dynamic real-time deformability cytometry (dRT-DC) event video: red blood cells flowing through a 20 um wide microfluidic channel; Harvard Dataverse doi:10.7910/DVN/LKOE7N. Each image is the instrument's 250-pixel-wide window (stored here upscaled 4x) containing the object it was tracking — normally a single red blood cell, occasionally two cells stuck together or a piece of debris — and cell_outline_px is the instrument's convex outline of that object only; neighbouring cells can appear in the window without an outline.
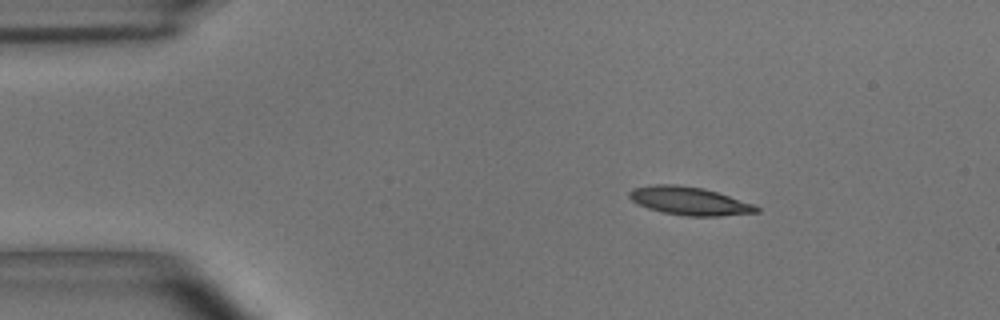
{"species": "common noctule bat (a hibernating species)", "species_latin": "Nyctalus noctula", "temperature_condition": "room temperature", "stored_images_in_passage": 4, "camera_frame_rate_fps": 3000, "um_per_image_px": 0.085, "animal": {"sex": "male", "body_mass_g": 15.6}, "frame": {"image": 1, "passage_image": 2, "time_ms": 0.333, "image_size_px": [1000, 320], "cell_outline_px": [[760, 212], [720, 216], [688, 216], [660, 212], [636, 204], [628, 196], [628, 192], [632, 188], [656, 184], [676, 184], [704, 188], [756, 204], [760, 208]], "centroid_in_image_um": [58.61, 17.08], "position_along_channel_um": 26.4, "area_um2": 21.15}}